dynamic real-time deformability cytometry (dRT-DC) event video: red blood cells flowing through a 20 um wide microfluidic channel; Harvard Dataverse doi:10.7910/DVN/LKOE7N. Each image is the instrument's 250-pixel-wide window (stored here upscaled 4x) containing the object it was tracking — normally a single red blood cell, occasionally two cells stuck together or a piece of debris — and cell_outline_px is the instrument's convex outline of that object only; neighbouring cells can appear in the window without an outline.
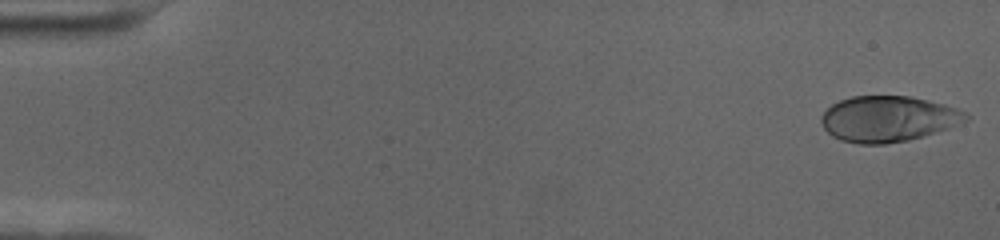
{"species": "human", "species_latin": "Homo sapiens", "temperature_condition": "cold", "stored_images_in_passage": 58, "camera_frame_rate_fps": 3000, "um_per_image_px": 0.085, "donor": {"sex": "female"}, "frame": {"image": 1, "passage_image": 1, "time_ms": 0.0, "image_size_px": [1000, 240], "cell_outline_px": [[972, 116], [968, 120], [948, 128], [908, 140], [884, 144], [860, 144], [840, 140], [832, 136], [824, 128], [820, 120], [820, 116], [832, 104], [840, 100], [852, 96], [908, 96], [928, 100], [944, 104], [956, 108]], "centroid_in_image_um": [75.47, 10.1], "position_along_channel_um": 9.5, "area_um2": 38.49}}
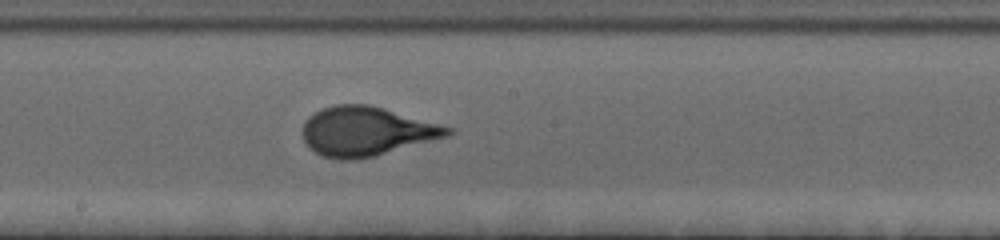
{"frame": {"image": 2, "passage_image": 32, "time_ms": 10.333, "image_size_px": [1000, 240], "cell_outline_px": [[456, 132], [448, 136], [376, 156], [356, 160], [340, 160], [324, 156], [308, 148], [304, 140], [304, 120], [308, 116], [324, 108], [336, 104], [368, 104], [384, 108], [456, 128]], "centroid_in_image_um": [31.18, 11.17], "position_along_channel_um": 217.0, "area_um2": 41.79}}
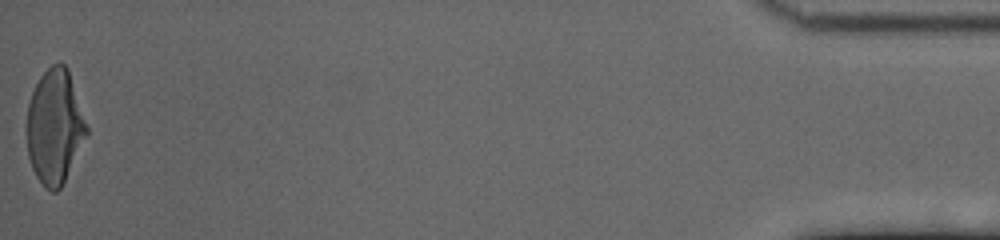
{"frame": {"image": 3, "passage_image": 58, "time_ms": 19.0, "image_size_px": [1000, 240], "cell_outline_px": [[88, 132], [60, 188], [56, 192], [52, 192], [44, 188], [36, 176], [32, 168], [28, 156], [28, 104], [32, 92], [40, 76], [52, 64], [60, 60], [68, 68], [88, 128]], "centroid_in_image_um": [4.65, 10.75], "position_along_channel_um": 430.6, "area_um2": 39.36}, "authors_computed_cell_mechanics": {"area_um2": 39.9109, "velocity_mm_per_s": 3.4813, "shape_relaxation_time_tau1_ms": 4.2376, "shape_relaxation_time_tau2_ms": null, "deformation_change_tau1": 0.1929, "deformation_change_tau2": null}}